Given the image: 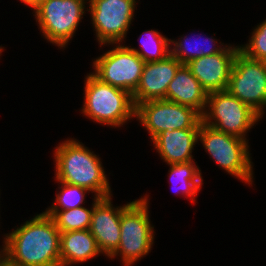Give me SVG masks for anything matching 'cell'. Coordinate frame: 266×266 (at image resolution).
Listing matches in <instances>:
<instances>
[{"label":"cell","instance_id":"cell-3","mask_svg":"<svg viewBox=\"0 0 266 266\" xmlns=\"http://www.w3.org/2000/svg\"><path fill=\"white\" fill-rule=\"evenodd\" d=\"M84 82L82 113L93 122L120 127L135 118L136 107L129 92L101 82L92 73Z\"/></svg>","mask_w":266,"mask_h":266},{"label":"cell","instance_id":"cell-1","mask_svg":"<svg viewBox=\"0 0 266 266\" xmlns=\"http://www.w3.org/2000/svg\"><path fill=\"white\" fill-rule=\"evenodd\" d=\"M2 257L14 266H61V233L45 212L4 235Z\"/></svg>","mask_w":266,"mask_h":266},{"label":"cell","instance_id":"cell-7","mask_svg":"<svg viewBox=\"0 0 266 266\" xmlns=\"http://www.w3.org/2000/svg\"><path fill=\"white\" fill-rule=\"evenodd\" d=\"M86 0H43L34 8L42 35L48 42L65 47L73 38L85 13Z\"/></svg>","mask_w":266,"mask_h":266},{"label":"cell","instance_id":"cell-11","mask_svg":"<svg viewBox=\"0 0 266 266\" xmlns=\"http://www.w3.org/2000/svg\"><path fill=\"white\" fill-rule=\"evenodd\" d=\"M97 41L115 45L124 41L134 17L136 0H89ZM108 43V44H107Z\"/></svg>","mask_w":266,"mask_h":266},{"label":"cell","instance_id":"cell-13","mask_svg":"<svg viewBox=\"0 0 266 266\" xmlns=\"http://www.w3.org/2000/svg\"><path fill=\"white\" fill-rule=\"evenodd\" d=\"M112 196L97 198L94 196L93 213L89 230L95 238L100 251L109 257L120 243V222L124 206L112 207Z\"/></svg>","mask_w":266,"mask_h":266},{"label":"cell","instance_id":"cell-21","mask_svg":"<svg viewBox=\"0 0 266 266\" xmlns=\"http://www.w3.org/2000/svg\"><path fill=\"white\" fill-rule=\"evenodd\" d=\"M143 39H141V51L139 49L131 48L127 46L130 50L135 51L145 63L161 61L165 59L169 54L171 49L170 39L163 36L156 30H149L143 32Z\"/></svg>","mask_w":266,"mask_h":266},{"label":"cell","instance_id":"cell-22","mask_svg":"<svg viewBox=\"0 0 266 266\" xmlns=\"http://www.w3.org/2000/svg\"><path fill=\"white\" fill-rule=\"evenodd\" d=\"M60 192L56 193V201L47 210H68L73 208L82 207V203L85 199L86 192L89 191L85 188L77 185L66 184L64 182H58Z\"/></svg>","mask_w":266,"mask_h":266},{"label":"cell","instance_id":"cell-18","mask_svg":"<svg viewBox=\"0 0 266 266\" xmlns=\"http://www.w3.org/2000/svg\"><path fill=\"white\" fill-rule=\"evenodd\" d=\"M169 170L171 184H175L176 181L179 184L177 185L179 188L177 187L176 190H179L182 195H186L187 198L189 197L194 203L196 201L195 196L201 190L203 183L199 166H196L193 160L187 163L170 164Z\"/></svg>","mask_w":266,"mask_h":266},{"label":"cell","instance_id":"cell-25","mask_svg":"<svg viewBox=\"0 0 266 266\" xmlns=\"http://www.w3.org/2000/svg\"><path fill=\"white\" fill-rule=\"evenodd\" d=\"M0 266H14L8 263L3 257L0 258Z\"/></svg>","mask_w":266,"mask_h":266},{"label":"cell","instance_id":"cell-26","mask_svg":"<svg viewBox=\"0 0 266 266\" xmlns=\"http://www.w3.org/2000/svg\"><path fill=\"white\" fill-rule=\"evenodd\" d=\"M2 51H3V48L0 46V56H1Z\"/></svg>","mask_w":266,"mask_h":266},{"label":"cell","instance_id":"cell-6","mask_svg":"<svg viewBox=\"0 0 266 266\" xmlns=\"http://www.w3.org/2000/svg\"><path fill=\"white\" fill-rule=\"evenodd\" d=\"M260 119L255 111L227 90L209 93L202 114L204 124L244 140H247L246 133Z\"/></svg>","mask_w":266,"mask_h":266},{"label":"cell","instance_id":"cell-14","mask_svg":"<svg viewBox=\"0 0 266 266\" xmlns=\"http://www.w3.org/2000/svg\"><path fill=\"white\" fill-rule=\"evenodd\" d=\"M181 65L171 54L161 61L145 63L139 85L132 94L135 107L145 101L166 99L169 83Z\"/></svg>","mask_w":266,"mask_h":266},{"label":"cell","instance_id":"cell-19","mask_svg":"<svg viewBox=\"0 0 266 266\" xmlns=\"http://www.w3.org/2000/svg\"><path fill=\"white\" fill-rule=\"evenodd\" d=\"M200 38H201V36H200ZM179 39H180L179 41L170 40V44L171 45L173 44V46H174L172 49H170V54L172 56H174L176 59H178L179 62L183 65H186L188 62H190L194 59L201 58V57L207 56V55H213V54L219 53L226 47V45L223 46L224 44L223 43L221 44V42H220V46H218V44H217L218 41H215V39H213L212 37L206 38L204 40L205 43L207 42V40H210L209 41L210 45L209 44L207 45L208 47L206 45L200 47L201 43L200 44L196 43L197 45H194L195 41H197V40H195V41L192 40L193 41L192 42L191 39L188 38L187 36L181 37ZM190 41H191V43H188ZM198 42H200V41H198ZM192 43H193V45H192ZM213 43L215 45L216 44L217 45L215 46Z\"/></svg>","mask_w":266,"mask_h":266},{"label":"cell","instance_id":"cell-2","mask_svg":"<svg viewBox=\"0 0 266 266\" xmlns=\"http://www.w3.org/2000/svg\"><path fill=\"white\" fill-rule=\"evenodd\" d=\"M55 149V180L85 188L97 198L111 196L107 175L93 151L76 139L66 140Z\"/></svg>","mask_w":266,"mask_h":266},{"label":"cell","instance_id":"cell-4","mask_svg":"<svg viewBox=\"0 0 266 266\" xmlns=\"http://www.w3.org/2000/svg\"><path fill=\"white\" fill-rule=\"evenodd\" d=\"M148 198L132 201L121 214L120 243L109 256H120L124 266H131L147 255L154 243V226L151 225Z\"/></svg>","mask_w":266,"mask_h":266},{"label":"cell","instance_id":"cell-9","mask_svg":"<svg viewBox=\"0 0 266 266\" xmlns=\"http://www.w3.org/2000/svg\"><path fill=\"white\" fill-rule=\"evenodd\" d=\"M261 118L266 107V62L236 54L226 89Z\"/></svg>","mask_w":266,"mask_h":266},{"label":"cell","instance_id":"cell-16","mask_svg":"<svg viewBox=\"0 0 266 266\" xmlns=\"http://www.w3.org/2000/svg\"><path fill=\"white\" fill-rule=\"evenodd\" d=\"M208 93L186 65H181L169 83L166 100L194 108L201 115L207 104Z\"/></svg>","mask_w":266,"mask_h":266},{"label":"cell","instance_id":"cell-12","mask_svg":"<svg viewBox=\"0 0 266 266\" xmlns=\"http://www.w3.org/2000/svg\"><path fill=\"white\" fill-rule=\"evenodd\" d=\"M239 46L227 45L221 52L194 59L186 64L209 94L227 89Z\"/></svg>","mask_w":266,"mask_h":266},{"label":"cell","instance_id":"cell-24","mask_svg":"<svg viewBox=\"0 0 266 266\" xmlns=\"http://www.w3.org/2000/svg\"><path fill=\"white\" fill-rule=\"evenodd\" d=\"M25 5H28L32 9L36 8L43 0H20Z\"/></svg>","mask_w":266,"mask_h":266},{"label":"cell","instance_id":"cell-15","mask_svg":"<svg viewBox=\"0 0 266 266\" xmlns=\"http://www.w3.org/2000/svg\"><path fill=\"white\" fill-rule=\"evenodd\" d=\"M200 128L166 130L157 135L152 143L161 159L168 165L193 161L192 150Z\"/></svg>","mask_w":266,"mask_h":266},{"label":"cell","instance_id":"cell-10","mask_svg":"<svg viewBox=\"0 0 266 266\" xmlns=\"http://www.w3.org/2000/svg\"><path fill=\"white\" fill-rule=\"evenodd\" d=\"M145 62L126 45H117L93 61L92 74L101 82L129 92L139 85Z\"/></svg>","mask_w":266,"mask_h":266},{"label":"cell","instance_id":"cell-17","mask_svg":"<svg viewBox=\"0 0 266 266\" xmlns=\"http://www.w3.org/2000/svg\"><path fill=\"white\" fill-rule=\"evenodd\" d=\"M102 254L89 229L61 233V266L85 262Z\"/></svg>","mask_w":266,"mask_h":266},{"label":"cell","instance_id":"cell-20","mask_svg":"<svg viewBox=\"0 0 266 266\" xmlns=\"http://www.w3.org/2000/svg\"><path fill=\"white\" fill-rule=\"evenodd\" d=\"M44 212L53 219L60 233L86 230L90 227L93 203L90 210L82 206L68 210H46Z\"/></svg>","mask_w":266,"mask_h":266},{"label":"cell","instance_id":"cell-8","mask_svg":"<svg viewBox=\"0 0 266 266\" xmlns=\"http://www.w3.org/2000/svg\"><path fill=\"white\" fill-rule=\"evenodd\" d=\"M135 117L150 139L166 130L200 128L202 115L194 108L166 99L149 100L136 106Z\"/></svg>","mask_w":266,"mask_h":266},{"label":"cell","instance_id":"cell-5","mask_svg":"<svg viewBox=\"0 0 266 266\" xmlns=\"http://www.w3.org/2000/svg\"><path fill=\"white\" fill-rule=\"evenodd\" d=\"M198 141L220 168L252 186L254 176L248 140L226 134L202 122Z\"/></svg>","mask_w":266,"mask_h":266},{"label":"cell","instance_id":"cell-23","mask_svg":"<svg viewBox=\"0 0 266 266\" xmlns=\"http://www.w3.org/2000/svg\"><path fill=\"white\" fill-rule=\"evenodd\" d=\"M246 45L239 46V50L246 57L266 62V20L257 25Z\"/></svg>","mask_w":266,"mask_h":266}]
</instances>
